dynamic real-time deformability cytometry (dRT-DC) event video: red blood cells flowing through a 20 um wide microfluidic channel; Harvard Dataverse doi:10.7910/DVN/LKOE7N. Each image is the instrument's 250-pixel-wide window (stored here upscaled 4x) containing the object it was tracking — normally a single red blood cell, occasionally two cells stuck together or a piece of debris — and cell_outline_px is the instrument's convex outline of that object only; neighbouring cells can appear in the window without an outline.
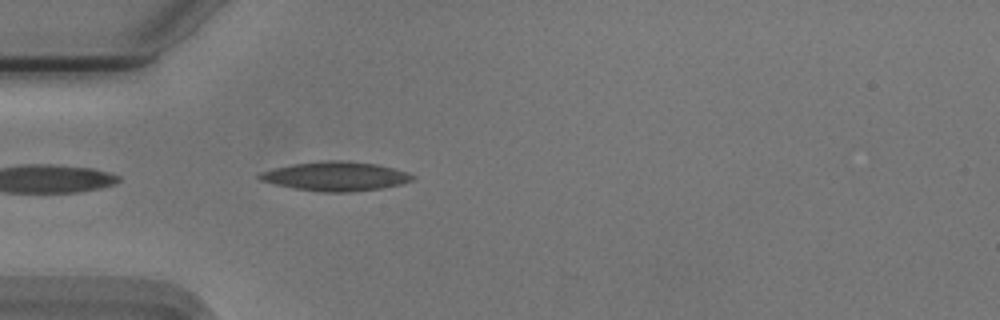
{"species": "Egyptian fruit bat (a non-hibernating species)", "species_latin": "Rousettus aegyptiacus", "temperature_condition": "cold", "stored_images_in_passage": 41, "camera_frame_rate_fps": 3000, "um_per_image_px": 0.085, "animal": {"sex": "male"}, "frame": {"image": 1, "passage_image": 2, "time_ms": 0.333, "image_size_px": [1000, 320], "cell_outline_px": [[416, 176], [412, 180], [400, 184], [380, 188], [348, 192], [320, 192], [296, 188], [276, 184], [260, 180], [256, 176], [260, 172], [292, 164], [328, 160], [348, 160], [376, 164], [392, 168]], "centroid_in_image_um": [28.51, 14.97], "position_along_channel_um": 56.5, "area_um2": 25.66}}
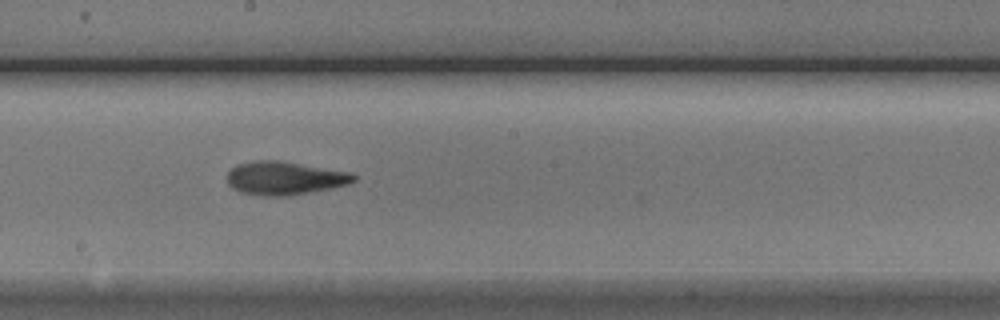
{"frame": {"image": 2, "passage_image": 16, "time_ms": 5.0, "image_size_px": [1000, 320], "cell_outline_px": [[356, 180], [352, 184], [332, 188], [288, 196], [264, 196], [240, 192], [232, 188], [228, 184], [228, 172], [236, 164], [252, 160], [280, 160], [352, 172], [356, 176]], "centroid_in_image_um": [24.22, 15.13], "position_along_channel_um": 224.0, "area_um2": 24.97}}
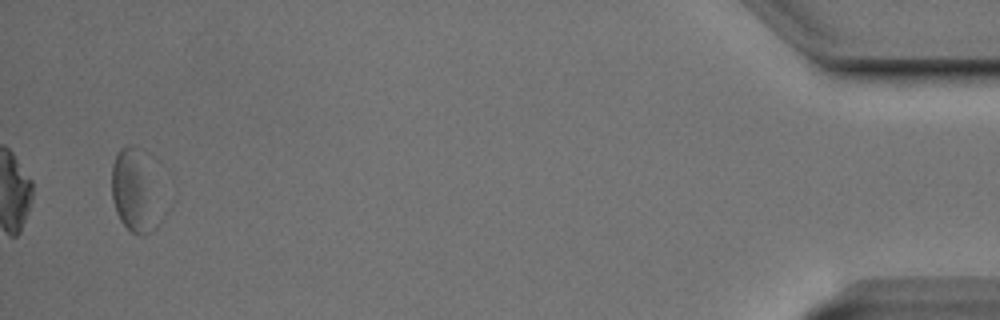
{"frame": {"image": 3, "passage_image": 39, "time_ms": 12.667, "image_size_px": [1000, 320], "cell_outline_px": [[160, 224], [152, 232], [144, 236], [140, 236], [132, 232], [120, 220], [116, 212], [112, 200], [112, 164], [120, 148], [128, 144], [132, 144], [160, 220]], "centroid_in_image_um": [11.28, 16.48], "position_along_channel_um": 423.9, "area_um2": 20.4}, "authors_computed_cell_mechanics": {"area_um2": 23.2356, "velocity_mm_per_s": 3.7048, "shape_relaxation_time_tau1_ms": 4.4557, "shape_relaxation_time_tau2_ms": 7.6162, "deformation_change_tau1": 0.1439, "deformation_change_tau2": 0.1915}}